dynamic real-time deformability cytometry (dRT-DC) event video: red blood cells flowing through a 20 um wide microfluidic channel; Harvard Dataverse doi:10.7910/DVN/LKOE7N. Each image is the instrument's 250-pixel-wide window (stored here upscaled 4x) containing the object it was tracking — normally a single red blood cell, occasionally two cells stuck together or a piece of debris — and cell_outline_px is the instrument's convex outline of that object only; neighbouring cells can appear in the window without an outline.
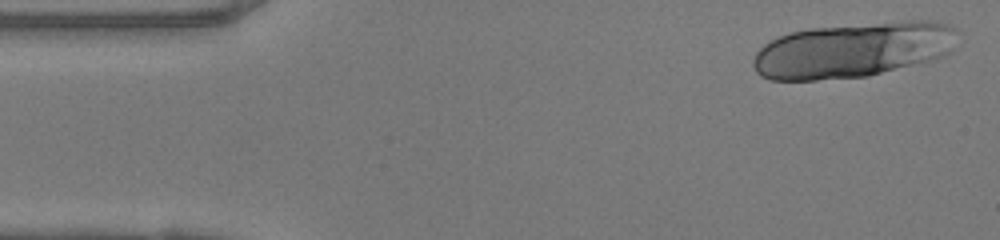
{"species": "human", "species_latin": "Homo sapiens", "temperature_condition": "warm", "stored_images_in_passage": 46, "segment_of_instrument_passage": [1, 2], "camera_frame_rate_fps": 3000, "um_per_image_px": 0.085, "donor": {"sex": "female"}, "frame": {"image": 1, "passage_image": 1, "time_ms": 0.0, "image_size_px": [1000, 240], "cell_outline_px": [[956, 28], [952, 52], [936, 60], [868, 76], [816, 80], [768, 80], [760, 76], [756, 72], [752, 64], [752, 60], [756, 52], [764, 44], [780, 36], [792, 32], [808, 28], [904, 20], [936, 20], [948, 24]], "centroid_in_image_um": [72.53, 4.25], "position_along_channel_um": 12.5, "area_um2": 66.59}}